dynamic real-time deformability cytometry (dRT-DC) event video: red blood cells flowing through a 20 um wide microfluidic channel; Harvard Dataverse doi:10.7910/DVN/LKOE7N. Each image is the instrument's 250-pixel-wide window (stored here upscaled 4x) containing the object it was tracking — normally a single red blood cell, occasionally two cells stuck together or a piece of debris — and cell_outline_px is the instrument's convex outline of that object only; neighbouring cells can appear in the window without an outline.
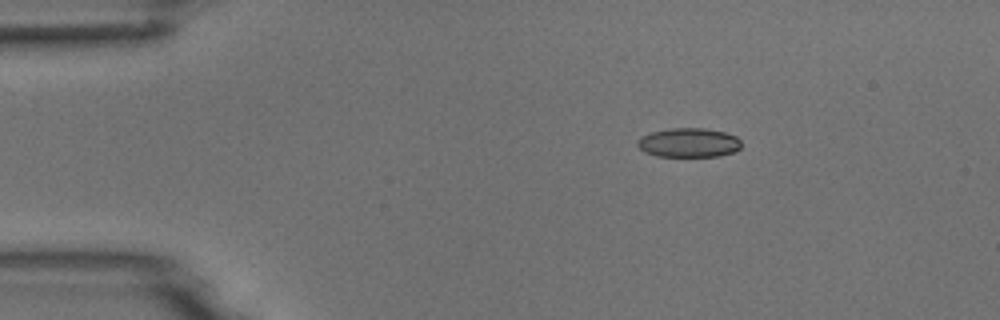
{"species": "common noctule bat (a hibernating species)", "species_latin": "Nyctalus noctula", "temperature_condition": "room temperature", "stored_images_in_passage": 3, "camera_frame_rate_fps": 3000, "um_per_image_px": 0.085, "animal": {"sex": "male", "body_mass_g": 18.8}, "frame": {"image": 1, "passage_image": 1, "time_ms": 0.0, "image_size_px": [1000, 320], "cell_outline_px": [[740, 148], [736, 152], [720, 156], [656, 156], [644, 152], [636, 144], [636, 140], [640, 136], [652, 132], [672, 128], [704, 128], [724, 132], [736, 136], [740, 140]], "centroid_in_image_um": [58.53, 12.13], "position_along_channel_um": 26.5, "area_um2": 17.8}}
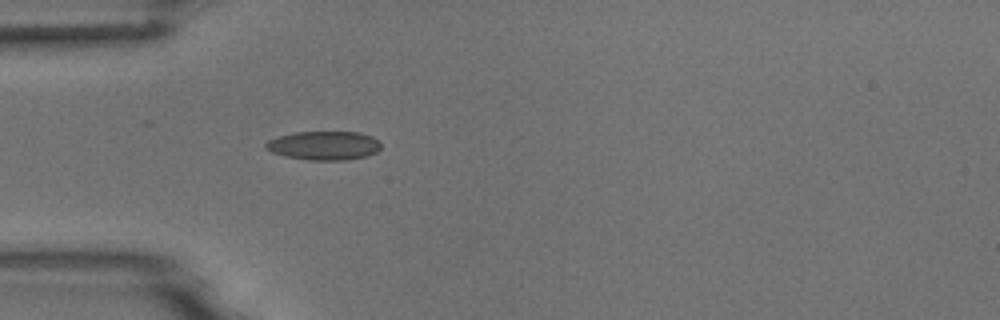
{"frame": {"image": 2, "passage_image": 3, "time_ms": 0.667, "image_size_px": [1000, 320], "cell_outline_px": [[380, 148], [376, 152], [364, 156], [344, 160], [308, 160], [284, 156], [272, 152], [264, 148], [264, 144], [268, 140], [280, 136], [296, 132], [360, 132], [372, 136], [380, 140]], "centroid_in_image_um": [27.53, 12.37], "position_along_channel_um": 57.5, "area_um2": 19.36}}